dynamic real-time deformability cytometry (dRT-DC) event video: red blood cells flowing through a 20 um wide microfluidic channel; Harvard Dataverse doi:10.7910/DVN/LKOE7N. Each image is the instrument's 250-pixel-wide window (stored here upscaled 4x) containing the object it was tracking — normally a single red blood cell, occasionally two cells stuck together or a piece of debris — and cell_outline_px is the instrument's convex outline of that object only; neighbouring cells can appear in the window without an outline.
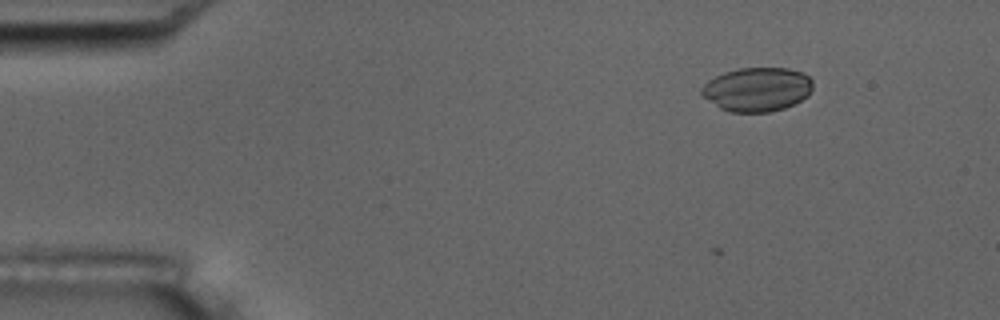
{"species": "common noctule bat (a hibernating species)", "species_latin": "Nyctalus noctula", "temperature_condition": "room temperature", "stored_images_in_passage": 5, "camera_frame_rate_fps": 3000, "um_per_image_px": 0.085, "animal": {"sex": "male", "body_mass_g": 17.5, "forearm_length_mm": 52.3}, "frame": {"image": 1, "passage_image": 2, "time_ms": 2.0, "image_size_px": [1000, 320], "cell_outline_px": [[812, 88], [808, 96], [784, 108], [772, 112], [732, 112], [720, 108], [704, 96], [700, 92], [700, 88], [708, 80], [724, 72], [740, 68], [788, 68], [804, 72], [812, 80]], "centroid_in_image_um": [64.37, 7.59], "position_along_channel_um": 20.6, "area_um2": 28.5}}